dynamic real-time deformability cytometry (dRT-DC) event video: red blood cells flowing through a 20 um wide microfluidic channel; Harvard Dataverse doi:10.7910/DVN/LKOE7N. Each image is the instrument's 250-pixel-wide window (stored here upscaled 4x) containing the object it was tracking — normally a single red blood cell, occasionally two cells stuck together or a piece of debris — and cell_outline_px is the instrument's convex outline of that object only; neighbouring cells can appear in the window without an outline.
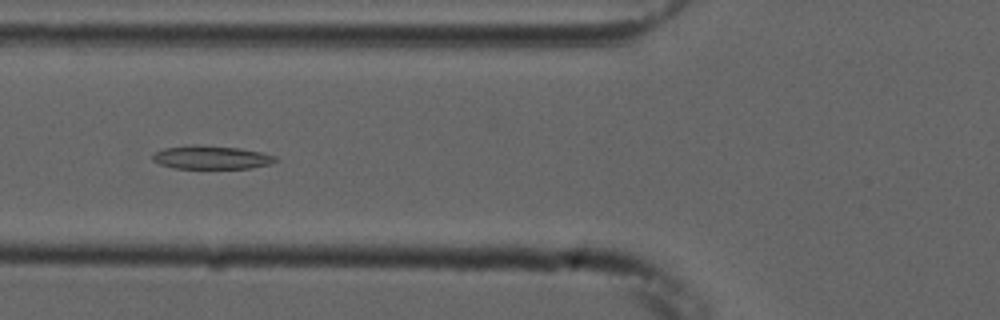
{"species": "common noctule bat (a hibernating species)", "species_latin": "Nyctalus noctula", "temperature_condition": "cold", "stored_images_in_passage": 44, "camera_frame_rate_fps": 3000, "um_per_image_px": 0.085, "animal": {"sex": "male", "forearm_length_mm": 52.5}, "frame": {"image": 1, "passage_image": 10, "time_ms": 3.0, "image_size_px": [1000, 320], "cell_outline_px": [[280, 160], [272, 164], [248, 168], [172, 168], [160, 164], [152, 160], [152, 156], [156, 152], [164, 148], [240, 148], [260, 152], [276, 156]], "centroid_in_image_um": [18.06, 13.44], "position_along_channel_um": 107.7, "area_um2": 15.72}}
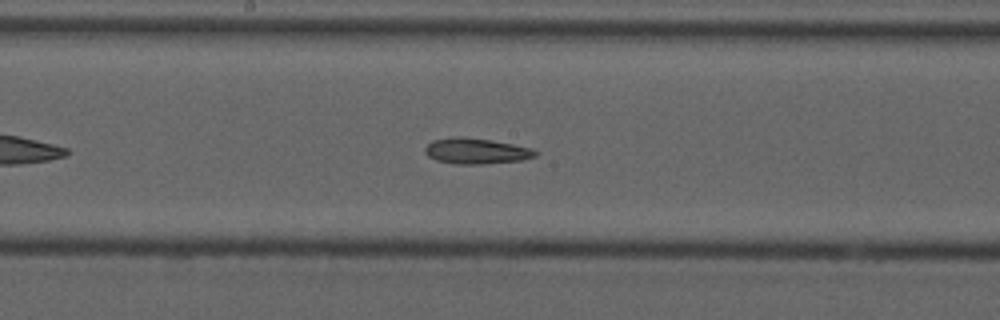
{"frame": {"image": 2, "passage_image": 18, "time_ms": 5.667, "image_size_px": [1000, 320], "cell_outline_px": [[540, 152], [536, 156], [524, 160], [480, 164], [456, 164], [436, 160], [428, 156], [424, 152], [424, 148], [432, 140], [452, 136], [464, 136], [492, 140], [532, 148]], "centroid_in_image_um": [40.48, 12.83], "position_along_channel_um": 207.7, "area_um2": 16.82}}
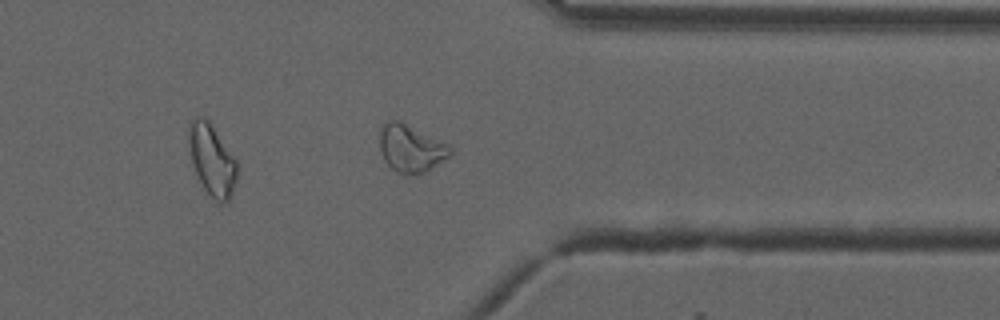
{"frame": {"image": 3, "passage_image": 32, "time_ms": 10.333, "image_size_px": [1000, 320], "cell_outline_px": [[452, 152], [448, 156], [424, 172], [396, 172], [384, 160], [380, 152], [380, 132], [384, 124], [388, 120], [400, 120], [452, 144]], "centroid_in_image_um": [34.94, 12.54], "position_along_channel_um": 376.5, "area_um2": 19.36}, "authors_computed_cell_mechanics": {"area_um2": 17.7446, "velocity_mm_per_s": 3.7339, "shape_relaxation_time_tau1_ms": null, "shape_relaxation_time_tau2_ms": 3.1856, "deformation_change_tau1": null, "deformation_change_tau2": 0.105}}